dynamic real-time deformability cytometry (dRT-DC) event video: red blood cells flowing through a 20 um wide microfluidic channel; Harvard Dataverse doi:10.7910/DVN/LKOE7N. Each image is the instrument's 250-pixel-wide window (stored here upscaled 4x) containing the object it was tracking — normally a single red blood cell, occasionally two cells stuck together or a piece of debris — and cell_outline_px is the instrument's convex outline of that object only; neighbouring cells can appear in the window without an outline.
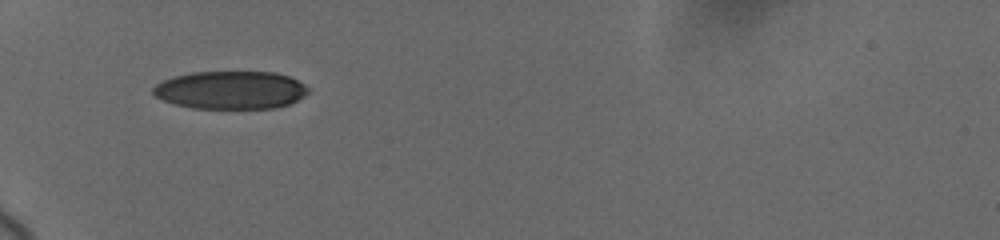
{"species": "human", "species_latin": "Homo sapiens", "temperature_condition": "cold", "stored_images_in_passage": 37, "camera_frame_rate_fps": 3000, "um_per_image_px": 0.085, "donor": {"sex": "female"}, "frame": {"image": 1, "passage_image": 1, "time_ms": 0.0, "image_size_px": [1000, 240], "cell_outline_px": [[308, 92], [304, 96], [288, 104], [276, 108], [192, 108], [176, 104], [164, 100], [156, 96], [152, 92], [152, 88], [156, 84], [164, 80], [176, 76], [192, 72], [276, 72], [288, 76], [304, 84], [308, 88]], "centroid_in_image_um": [19.61, 7.65], "position_along_channel_um": 65.4, "area_um2": 34.1}}
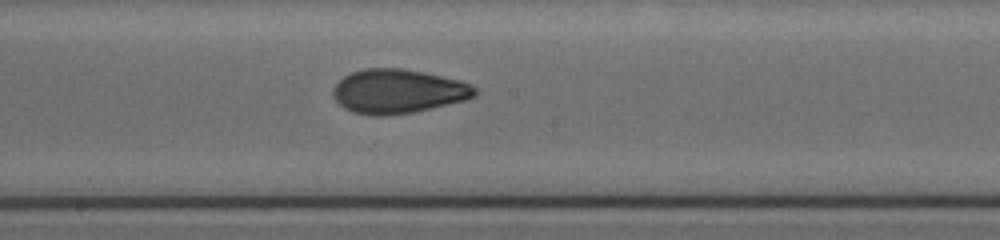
{"frame": {"image": 2, "passage_image": 13, "time_ms": 4.333, "image_size_px": [1000, 240], "cell_outline_px": [[476, 96], [464, 100], [412, 112], [380, 116], [376, 116], [352, 112], [344, 108], [332, 96], [332, 88], [344, 76], [352, 72], [364, 68], [400, 68], [424, 72], [460, 80], [472, 84], [476, 88]], "centroid_in_image_um": [33.81, 7.75], "position_along_channel_um": 214.4, "area_um2": 36.36}}
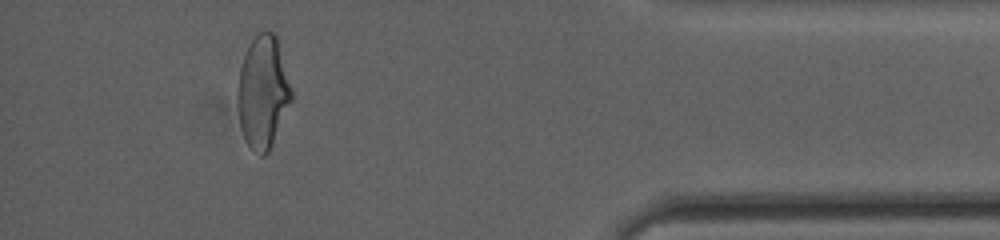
{"frame": {"image": 3, "passage_image": 33, "time_ms": 10.667, "image_size_px": [1000, 240], "cell_outline_px": [[292, 100], [272, 144], [268, 152], [264, 156], [260, 156], [248, 144], [240, 128], [236, 96], [236, 88], [240, 68], [244, 56], [252, 40], [260, 32], [276, 32], [292, 88]], "centroid_in_image_um": [22.35, 7.82], "position_along_channel_um": 412.9, "area_um2": 35.43}, "authors_computed_cell_mechanics": {"area_um2": 36.0094, "velocity_mm_per_s": 3.6908, "shape_relaxation_time_tau1_ms": 4.1246, "shape_relaxation_time_tau2_ms": 1.9207, "deformation_change_tau1": 0.1592, "deformation_change_tau2": 0.0745}}